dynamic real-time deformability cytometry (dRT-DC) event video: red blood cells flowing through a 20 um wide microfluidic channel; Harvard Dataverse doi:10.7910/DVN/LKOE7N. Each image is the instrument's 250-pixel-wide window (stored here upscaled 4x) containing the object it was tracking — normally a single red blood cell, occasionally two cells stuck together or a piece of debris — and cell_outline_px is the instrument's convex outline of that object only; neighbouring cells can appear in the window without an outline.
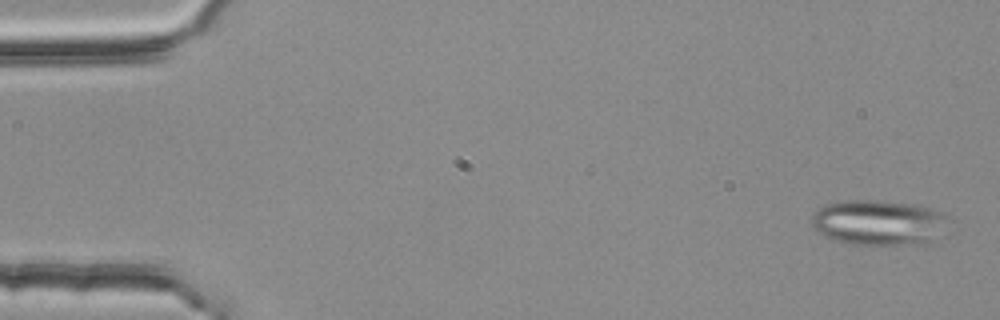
{"species": "common noctule bat (a hibernating species)", "species_latin": "Nyctalus noctula", "temperature_condition": "room temperature", "stored_images_in_passage": 4, "camera_frame_rate_fps": 3000, "um_per_image_px": 0.085, "animal": {"sex": "female", "body_mass_g": 25.1}, "frame": {"image": 1, "passage_image": 1, "time_ms": 0.0, "image_size_px": [1000, 320], "cell_outline_px": [[952, 220], [928, 244], [852, 244], [824, 236], [812, 224], [812, 212], [824, 204], [840, 200], [884, 200], [912, 204], [928, 208], [940, 212], [948, 216]], "centroid_in_image_um": [74.69, 18.89], "position_along_channel_um": 10.3, "area_um2": 36.18}}